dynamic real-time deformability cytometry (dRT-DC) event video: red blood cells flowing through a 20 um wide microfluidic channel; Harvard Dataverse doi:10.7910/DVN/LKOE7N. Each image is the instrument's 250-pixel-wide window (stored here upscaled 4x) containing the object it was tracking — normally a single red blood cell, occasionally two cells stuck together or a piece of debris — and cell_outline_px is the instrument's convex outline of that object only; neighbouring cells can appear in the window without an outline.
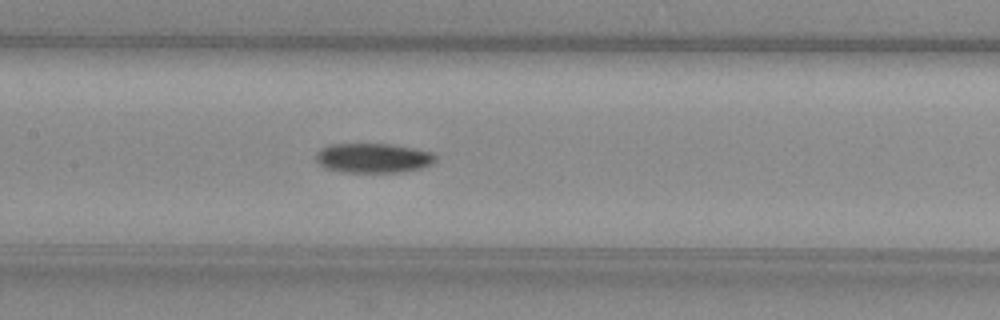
{"species": "common noctule bat (a hibernating species)", "species_latin": "Nyctalus noctula", "temperature_condition": "warm", "stored_images_in_passage": 36, "camera_frame_rate_fps": 3000, "um_per_image_px": 0.085, "animal": {"sex": "female", "body_mass_g": 29.2, "forearm_length_mm": 56.3}, "frame": {"image": 1, "passage_image": 11, "time_ms": 3.333, "image_size_px": [1000, 320], "cell_outline_px": [[436, 160], [432, 164], [420, 168], [404, 172], [340, 172], [324, 168], [316, 164], [316, 152], [320, 148], [328, 144], [392, 144], [432, 152], [436, 156]], "centroid_in_image_um": [31.67, 13.43], "position_along_channel_um": 175.7, "area_um2": 20.92}}